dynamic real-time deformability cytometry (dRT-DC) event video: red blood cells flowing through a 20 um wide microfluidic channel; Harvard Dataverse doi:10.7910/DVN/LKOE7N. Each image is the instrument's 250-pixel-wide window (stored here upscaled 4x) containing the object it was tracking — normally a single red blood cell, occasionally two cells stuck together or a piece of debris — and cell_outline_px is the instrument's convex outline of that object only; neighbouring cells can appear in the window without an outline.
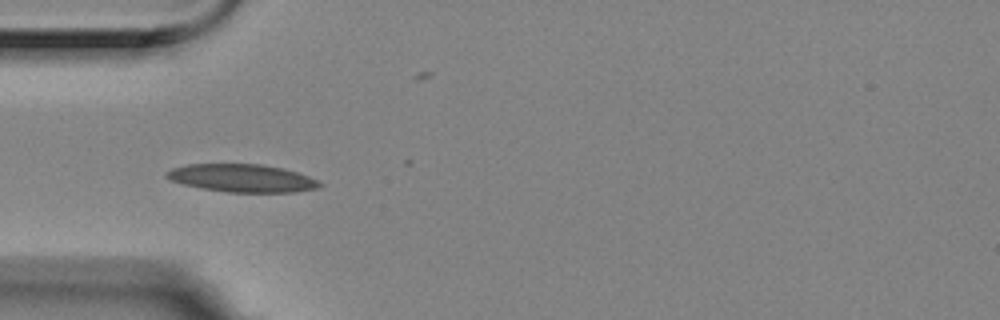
{"species": "Egyptian fruit bat (a non-hibernating species)", "species_latin": "Rousettus aegyptiacus", "temperature_condition": "room temperature", "stored_images_in_passage": 5, "camera_frame_rate_fps": 3000, "um_per_image_px": 0.085, "animal": {"sex": "female"}, "frame": {"image": 1, "passage_image": 4, "time_ms": 1.0, "image_size_px": [1000, 320], "cell_outline_px": [[324, 184], [316, 188], [292, 192], [228, 192], [200, 188], [184, 184], [172, 180], [164, 176], [164, 172], [172, 168], [188, 164], [260, 164], [284, 168], [308, 176]], "centroid_in_image_um": [20.54, 15.13], "position_along_channel_um": 64.5, "area_um2": 24.74}}
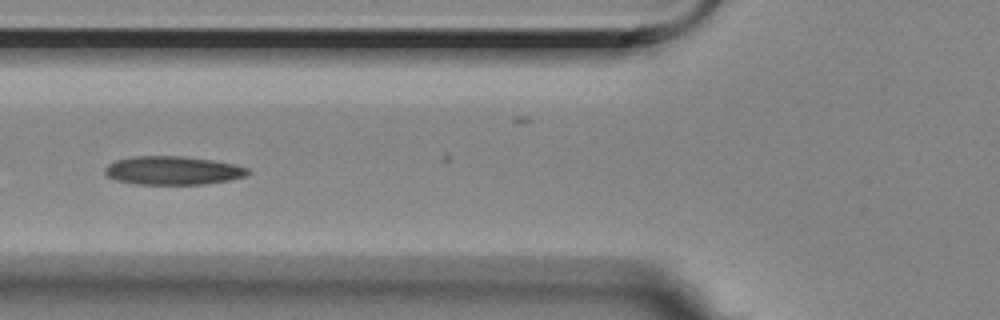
{"frame": {"image": 2, "passage_image": 5, "time_ms": 1.333, "image_size_px": [1000, 320], "cell_outline_px": [[252, 172], [248, 176], [232, 180], [204, 184], [136, 184], [116, 180], [108, 176], [104, 172], [104, 168], [108, 164], [116, 160], [136, 156], [180, 156], [212, 160], [232, 164], [248, 168]], "centroid_in_image_um": [14.72, 14.5], "position_along_channel_um": 111.1, "area_um2": 23.81}}